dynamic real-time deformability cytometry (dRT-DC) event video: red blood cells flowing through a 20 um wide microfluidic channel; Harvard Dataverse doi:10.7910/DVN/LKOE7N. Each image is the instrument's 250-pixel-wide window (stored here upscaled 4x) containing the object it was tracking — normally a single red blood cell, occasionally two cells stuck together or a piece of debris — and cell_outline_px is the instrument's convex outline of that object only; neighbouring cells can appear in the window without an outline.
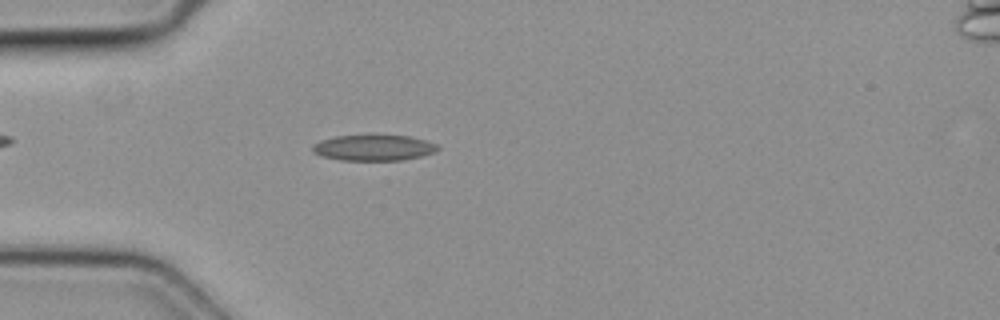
{"species": "common noctule bat (a hibernating species)", "species_latin": "Nyctalus noctula", "temperature_condition": "cold", "stored_images_in_passage": 35, "camera_frame_rate_fps": 3000, "um_per_image_px": 0.085, "animal": {"sex": "female", "body_mass_g": 19.3, "forearm_length_mm": 54.1}, "frame": {"image": 1, "passage_image": 8, "time_ms": 2.333, "image_size_px": [1000, 320], "cell_outline_px": [[440, 148], [436, 152], [420, 156], [400, 160], [340, 160], [320, 156], [312, 152], [312, 144], [320, 140], [336, 136], [368, 132], [372, 132], [412, 136], [436, 144]], "centroid_in_image_um": [31.72, 12.5], "position_along_channel_um": 53.3, "area_um2": 19.88}}
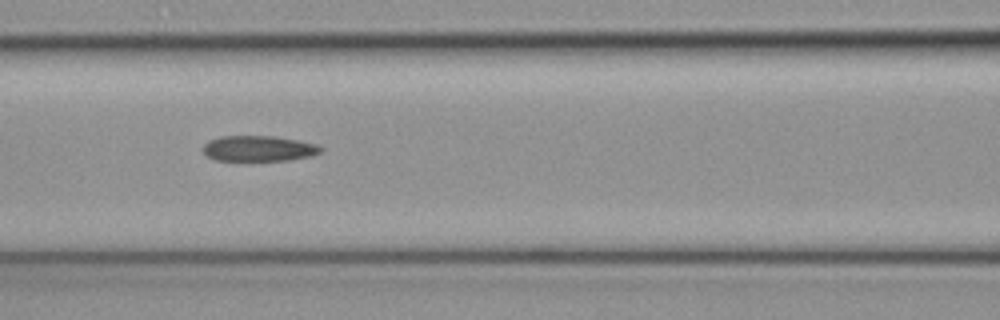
{"frame": {"image": 2, "passage_image": 15, "time_ms": 4.667, "image_size_px": [1000, 320], "cell_outline_px": [[324, 148], [320, 152], [312, 156], [288, 160], [216, 160], [208, 156], [204, 152], [204, 144], [208, 140], [220, 136], [272, 136], [296, 140], [316, 144]], "centroid_in_image_um": [21.99, 12.62], "position_along_channel_um": 144.6, "area_um2": 17.4}}
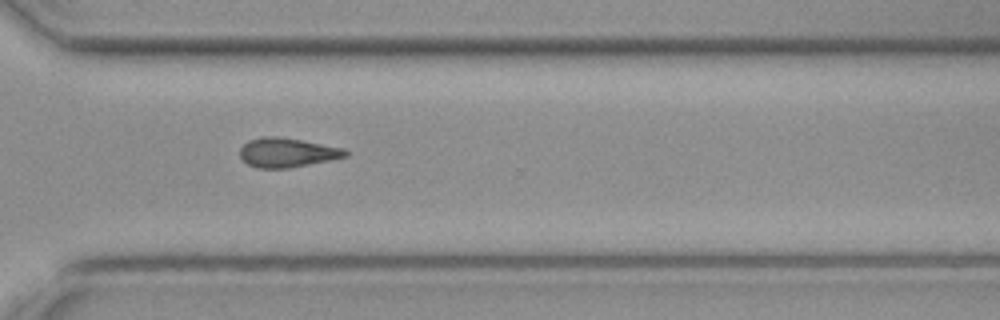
{"frame": {"image": 3, "passage_image": 29, "time_ms": 9.333, "image_size_px": [1000, 320], "cell_outline_px": [[348, 156], [288, 168], [256, 168], [248, 164], [240, 156], [240, 148], [248, 140], [260, 136], [276, 136], [300, 140], [344, 148], [348, 152]], "centroid_in_image_um": [24.37, 12.96], "position_along_channel_um": 346.2, "area_um2": 17.86}}